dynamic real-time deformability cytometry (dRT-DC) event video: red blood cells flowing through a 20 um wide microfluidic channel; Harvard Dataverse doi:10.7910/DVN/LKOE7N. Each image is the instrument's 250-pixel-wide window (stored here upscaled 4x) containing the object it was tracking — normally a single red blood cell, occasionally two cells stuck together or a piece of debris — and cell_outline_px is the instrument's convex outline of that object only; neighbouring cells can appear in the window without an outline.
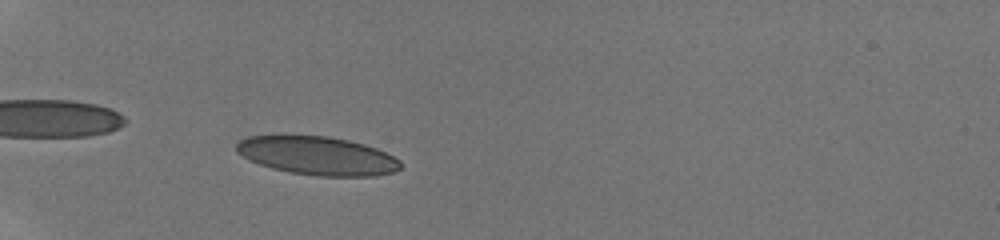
{"species": "human", "species_latin": "Homo sapiens", "temperature_condition": "room temperature", "stored_images_in_passage": 41, "camera_frame_rate_fps": 3000, "um_per_image_px": 0.085, "donor": {"sex": "male"}, "frame": {"image": 1, "passage_image": 15, "time_ms": 3.333, "image_size_px": [1000, 240], "cell_outline_px": [[400, 168], [392, 172], [376, 176], [316, 176], [292, 172], [272, 168], [260, 164], [236, 152], [236, 144], [240, 140], [248, 136], [328, 136], [348, 140], [364, 144], [376, 148], [400, 160]], "centroid_in_image_um": [26.99, 13.24], "position_along_channel_um": 58.0, "area_um2": 36.36}}
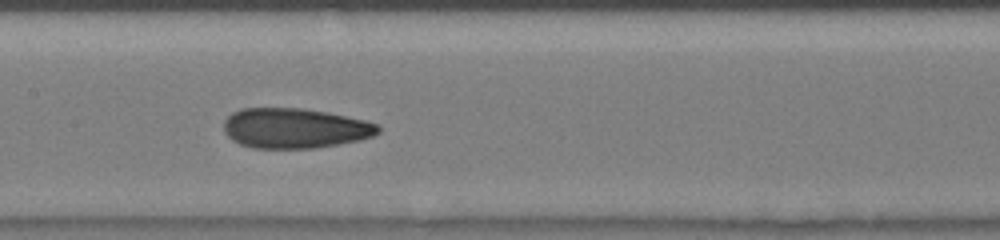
{"frame": {"image": 2, "passage_image": 27, "time_ms": 7.0, "image_size_px": [1000, 240], "cell_outline_px": [[380, 132], [372, 136], [360, 140], [340, 144], [316, 148], [252, 148], [240, 144], [232, 140], [224, 132], [224, 120], [232, 112], [244, 108], [300, 108], [328, 112], [364, 120], [380, 124]], "centroid_in_image_um": [25.07, 10.9], "position_along_channel_um": 182.3, "area_um2": 36.24}}
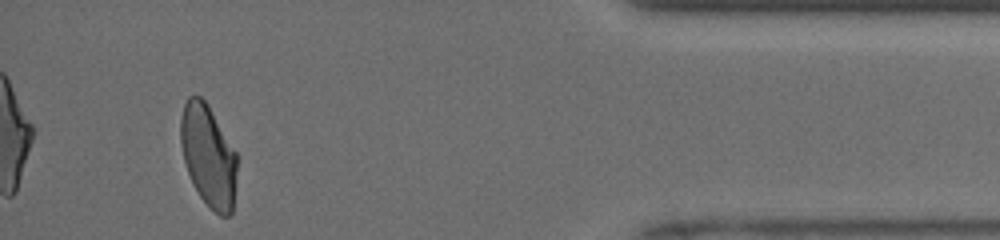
{"frame": {"image": 3, "passage_image": 39, "time_ms": 13.667, "image_size_px": [1000, 240], "cell_outline_px": [[236, 172], [232, 212], [228, 216], [220, 216], [200, 196], [192, 184], [184, 160], [180, 144], [180, 116], [184, 104], [188, 96], [200, 96], [208, 104], [236, 152]], "centroid_in_image_um": [17.68, 13.2], "position_along_channel_um": 417.5, "area_um2": 33.23}, "authors_computed_cell_mechanics": {"area_um2": 35.8938, "velocity_mm_per_s": 4.1228, "shape_relaxation_time_tau1_ms": 6.7822, "shape_relaxation_time_tau2_ms": 1.2891, "deformation_change_tau1": 0.1669, "deformation_change_tau2": 0.0633}}